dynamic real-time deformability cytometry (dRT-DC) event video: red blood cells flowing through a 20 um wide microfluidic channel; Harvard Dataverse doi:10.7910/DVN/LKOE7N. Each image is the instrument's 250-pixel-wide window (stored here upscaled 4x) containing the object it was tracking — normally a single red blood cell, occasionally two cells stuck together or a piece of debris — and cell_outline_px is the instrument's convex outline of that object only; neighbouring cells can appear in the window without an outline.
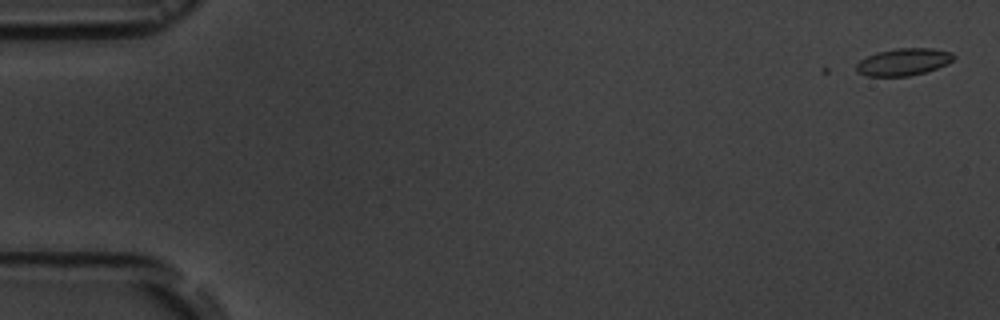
{"species": "common noctule bat (a hibernating species)", "species_latin": "Nyctalus noctula", "temperature_condition": "room temperature", "stored_images_in_passage": 4, "camera_frame_rate_fps": 3000, "um_per_image_px": 0.085, "animal": {"sex": "male", "body_mass_g": 19.5, "forearm_length_mm": 54.6}, "frame": {"image": 1, "passage_image": 1, "time_ms": 0.0, "image_size_px": [1000, 320], "cell_outline_px": [[956, 56], [948, 64], [924, 72], [908, 76], [868, 76], [856, 72], [856, 64], [860, 60], [876, 52], [896, 48], [932, 48], [952, 52]], "centroid_in_image_um": [76.79, 5.25], "position_along_channel_um": 8.2, "area_um2": 15.43}}